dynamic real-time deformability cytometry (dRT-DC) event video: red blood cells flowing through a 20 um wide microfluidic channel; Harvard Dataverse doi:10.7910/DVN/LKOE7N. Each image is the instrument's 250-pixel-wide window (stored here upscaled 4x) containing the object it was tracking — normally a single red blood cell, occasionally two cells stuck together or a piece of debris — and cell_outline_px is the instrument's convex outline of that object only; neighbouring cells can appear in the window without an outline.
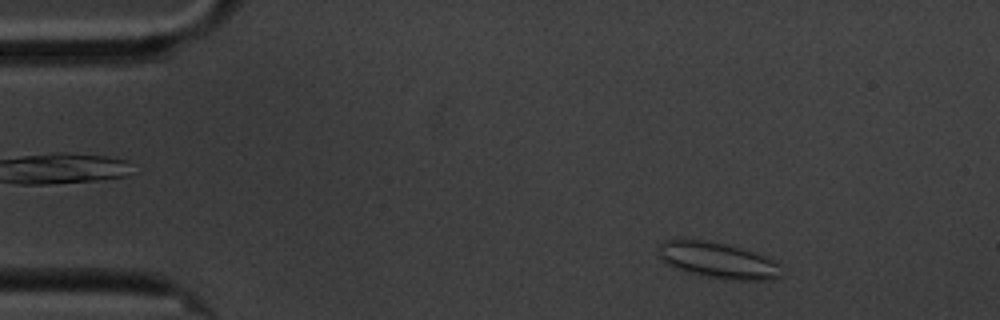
{"species": "common noctule bat (a hibernating species)", "species_latin": "Nyctalus noctula", "temperature_condition": "cold", "stored_images_in_passage": 56, "camera_frame_rate_fps": 3000, "um_per_image_px": 0.085, "animal": {"sex": "male", "body_mass_g": 20.1, "forearm_length_mm": 53.5}, "frame": {"image": 1, "passage_image": 5, "time_ms": 1.333, "image_size_px": [1000, 320], "cell_outline_px": [[780, 276], [772, 280], [724, 280], [700, 276], [684, 272], [660, 260], [656, 252], [660, 244], [664, 240], [676, 236], [680, 236], [704, 240], [724, 244], [756, 252], [780, 264]], "centroid_in_image_um": [60.91, 22.11], "position_along_channel_um": 24.1, "area_um2": 26.65}}
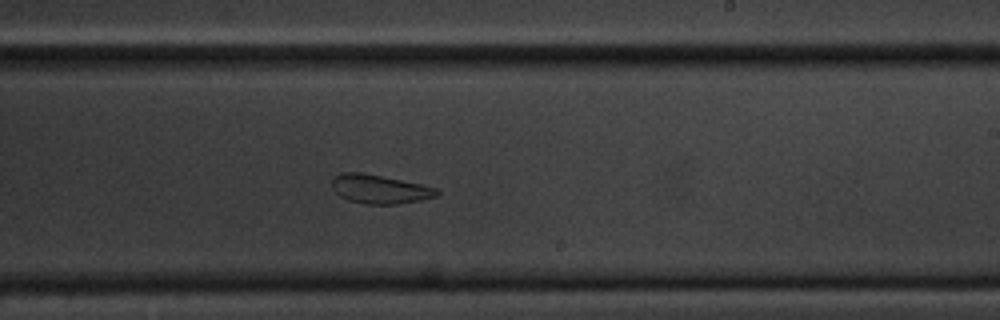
{"frame": {"image": 2, "passage_image": 32, "time_ms": 10.333, "image_size_px": [1000, 320], "cell_outline_px": [[440, 192], [436, 196], [420, 200], [396, 204], [364, 204], [348, 200], [340, 196], [332, 188], [332, 180], [340, 172], [364, 172], [420, 184], [436, 188]], "centroid_in_image_um": [32.24, 16.07], "position_along_channel_um": 256.8, "area_um2": 17.57}}
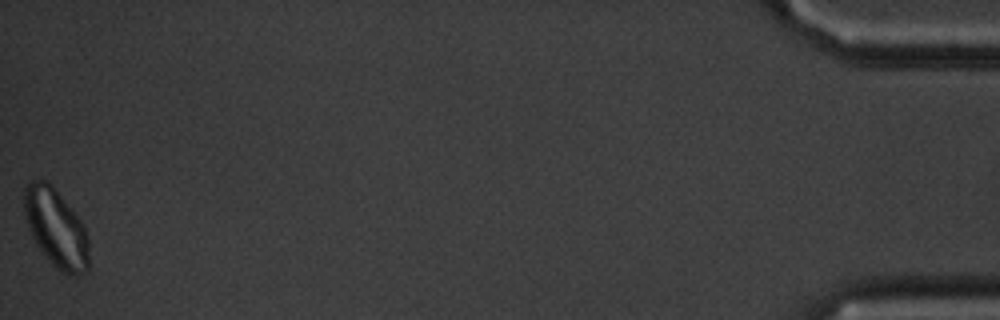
{"frame": {"image": 3, "passage_image": 56, "time_ms": 18.333, "image_size_px": [1000, 320], "cell_outline_px": [[88, 272], [76, 276], [72, 276], [60, 272], [40, 252], [28, 228], [24, 216], [24, 188], [28, 180], [36, 176], [44, 180], [60, 196], [80, 220], [88, 236]], "centroid_in_image_um": [4.73, 19.42], "position_along_channel_um": 430.5, "area_um2": 29.71}, "authors_computed_cell_mechanics": {"area_um2": 21.1837, "velocity_mm_per_s": 3.3673, "shape_relaxation_time_tau1_ms": null, "shape_relaxation_time_tau2_ms": 1.5514, "deformation_change_tau1": null, "deformation_change_tau2": 0.0805}}